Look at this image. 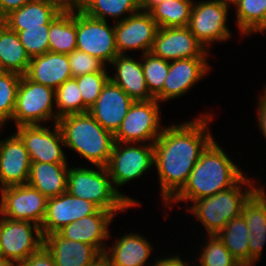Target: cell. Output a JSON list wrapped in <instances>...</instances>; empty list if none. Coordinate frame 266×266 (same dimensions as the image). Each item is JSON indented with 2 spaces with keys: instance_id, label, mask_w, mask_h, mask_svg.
Listing matches in <instances>:
<instances>
[{
  "instance_id": "cell-9",
  "label": "cell",
  "mask_w": 266,
  "mask_h": 266,
  "mask_svg": "<svg viewBox=\"0 0 266 266\" xmlns=\"http://www.w3.org/2000/svg\"><path fill=\"white\" fill-rule=\"evenodd\" d=\"M34 234V235H33ZM44 242L39 225L0 217V253L16 266L37 252Z\"/></svg>"
},
{
  "instance_id": "cell-36",
  "label": "cell",
  "mask_w": 266,
  "mask_h": 266,
  "mask_svg": "<svg viewBox=\"0 0 266 266\" xmlns=\"http://www.w3.org/2000/svg\"><path fill=\"white\" fill-rule=\"evenodd\" d=\"M21 75L0 71V128L12 119Z\"/></svg>"
},
{
  "instance_id": "cell-47",
  "label": "cell",
  "mask_w": 266,
  "mask_h": 266,
  "mask_svg": "<svg viewBox=\"0 0 266 266\" xmlns=\"http://www.w3.org/2000/svg\"><path fill=\"white\" fill-rule=\"evenodd\" d=\"M253 33H261V32H266V10L264 12V15L262 17V21L251 31V33L249 34H252Z\"/></svg>"
},
{
  "instance_id": "cell-30",
  "label": "cell",
  "mask_w": 266,
  "mask_h": 266,
  "mask_svg": "<svg viewBox=\"0 0 266 266\" xmlns=\"http://www.w3.org/2000/svg\"><path fill=\"white\" fill-rule=\"evenodd\" d=\"M249 233L245 218L240 214L217 234L240 265L249 266Z\"/></svg>"
},
{
  "instance_id": "cell-1",
  "label": "cell",
  "mask_w": 266,
  "mask_h": 266,
  "mask_svg": "<svg viewBox=\"0 0 266 266\" xmlns=\"http://www.w3.org/2000/svg\"><path fill=\"white\" fill-rule=\"evenodd\" d=\"M212 116L205 114L193 121L164 127L154 143L164 206L183 188L202 152L214 140L207 126Z\"/></svg>"
},
{
  "instance_id": "cell-27",
  "label": "cell",
  "mask_w": 266,
  "mask_h": 266,
  "mask_svg": "<svg viewBox=\"0 0 266 266\" xmlns=\"http://www.w3.org/2000/svg\"><path fill=\"white\" fill-rule=\"evenodd\" d=\"M152 250L150 242L145 237L129 233L117 238L112 249L106 247L104 252L114 266H145Z\"/></svg>"
},
{
  "instance_id": "cell-18",
  "label": "cell",
  "mask_w": 266,
  "mask_h": 266,
  "mask_svg": "<svg viewBox=\"0 0 266 266\" xmlns=\"http://www.w3.org/2000/svg\"><path fill=\"white\" fill-rule=\"evenodd\" d=\"M133 103L134 100L109 79L88 113L114 135Z\"/></svg>"
},
{
  "instance_id": "cell-7",
  "label": "cell",
  "mask_w": 266,
  "mask_h": 266,
  "mask_svg": "<svg viewBox=\"0 0 266 266\" xmlns=\"http://www.w3.org/2000/svg\"><path fill=\"white\" fill-rule=\"evenodd\" d=\"M130 144L132 143L115 142L106 168L115 189L132 206H137L139 204L137 201L123 195L117 187L132 181V179L141 177L143 173L154 166V144L140 143V145L137 144L135 146ZM122 145H125V147Z\"/></svg>"
},
{
  "instance_id": "cell-22",
  "label": "cell",
  "mask_w": 266,
  "mask_h": 266,
  "mask_svg": "<svg viewBox=\"0 0 266 266\" xmlns=\"http://www.w3.org/2000/svg\"><path fill=\"white\" fill-rule=\"evenodd\" d=\"M43 246L56 266H91L100 252L92 245L63 238L58 232L44 236Z\"/></svg>"
},
{
  "instance_id": "cell-10",
  "label": "cell",
  "mask_w": 266,
  "mask_h": 266,
  "mask_svg": "<svg viewBox=\"0 0 266 266\" xmlns=\"http://www.w3.org/2000/svg\"><path fill=\"white\" fill-rule=\"evenodd\" d=\"M107 21L91 18L77 7L76 49L110 64L118 52L114 26Z\"/></svg>"
},
{
  "instance_id": "cell-19",
  "label": "cell",
  "mask_w": 266,
  "mask_h": 266,
  "mask_svg": "<svg viewBox=\"0 0 266 266\" xmlns=\"http://www.w3.org/2000/svg\"><path fill=\"white\" fill-rule=\"evenodd\" d=\"M31 161L21 138L14 133L0 140V187L27 184Z\"/></svg>"
},
{
  "instance_id": "cell-39",
  "label": "cell",
  "mask_w": 266,
  "mask_h": 266,
  "mask_svg": "<svg viewBox=\"0 0 266 266\" xmlns=\"http://www.w3.org/2000/svg\"><path fill=\"white\" fill-rule=\"evenodd\" d=\"M48 24L41 27H24V30L18 31L21 44L24 46L30 58L49 52V27Z\"/></svg>"
},
{
  "instance_id": "cell-6",
  "label": "cell",
  "mask_w": 266,
  "mask_h": 266,
  "mask_svg": "<svg viewBox=\"0 0 266 266\" xmlns=\"http://www.w3.org/2000/svg\"><path fill=\"white\" fill-rule=\"evenodd\" d=\"M55 89L36 83L26 75L21 76L18 86L16 103L12 119L15 126L39 125L53 119L57 123L58 117L54 113Z\"/></svg>"
},
{
  "instance_id": "cell-13",
  "label": "cell",
  "mask_w": 266,
  "mask_h": 266,
  "mask_svg": "<svg viewBox=\"0 0 266 266\" xmlns=\"http://www.w3.org/2000/svg\"><path fill=\"white\" fill-rule=\"evenodd\" d=\"M16 128V134L23 141L31 162L67 163L61 147L65 144L57 123H54L53 131L42 124L22 125Z\"/></svg>"
},
{
  "instance_id": "cell-11",
  "label": "cell",
  "mask_w": 266,
  "mask_h": 266,
  "mask_svg": "<svg viewBox=\"0 0 266 266\" xmlns=\"http://www.w3.org/2000/svg\"><path fill=\"white\" fill-rule=\"evenodd\" d=\"M0 215L11 220L29 221L39 226L45 218L47 198L28 184L2 188Z\"/></svg>"
},
{
  "instance_id": "cell-12",
  "label": "cell",
  "mask_w": 266,
  "mask_h": 266,
  "mask_svg": "<svg viewBox=\"0 0 266 266\" xmlns=\"http://www.w3.org/2000/svg\"><path fill=\"white\" fill-rule=\"evenodd\" d=\"M229 8L227 4L211 0L193 4L188 27L206 50L211 43L231 37L226 24Z\"/></svg>"
},
{
  "instance_id": "cell-25",
  "label": "cell",
  "mask_w": 266,
  "mask_h": 266,
  "mask_svg": "<svg viewBox=\"0 0 266 266\" xmlns=\"http://www.w3.org/2000/svg\"><path fill=\"white\" fill-rule=\"evenodd\" d=\"M65 5L60 0H34L7 15L2 22L14 32L48 24Z\"/></svg>"
},
{
  "instance_id": "cell-33",
  "label": "cell",
  "mask_w": 266,
  "mask_h": 266,
  "mask_svg": "<svg viewBox=\"0 0 266 266\" xmlns=\"http://www.w3.org/2000/svg\"><path fill=\"white\" fill-rule=\"evenodd\" d=\"M55 110L58 118L68 114L83 113V99L75 78L66 80L55 90Z\"/></svg>"
},
{
  "instance_id": "cell-45",
  "label": "cell",
  "mask_w": 266,
  "mask_h": 266,
  "mask_svg": "<svg viewBox=\"0 0 266 266\" xmlns=\"http://www.w3.org/2000/svg\"><path fill=\"white\" fill-rule=\"evenodd\" d=\"M91 266H114L105 252L100 253L92 262Z\"/></svg>"
},
{
  "instance_id": "cell-35",
  "label": "cell",
  "mask_w": 266,
  "mask_h": 266,
  "mask_svg": "<svg viewBox=\"0 0 266 266\" xmlns=\"http://www.w3.org/2000/svg\"><path fill=\"white\" fill-rule=\"evenodd\" d=\"M236 23L239 31L245 36L262 21L266 10V0H237Z\"/></svg>"
},
{
  "instance_id": "cell-42",
  "label": "cell",
  "mask_w": 266,
  "mask_h": 266,
  "mask_svg": "<svg viewBox=\"0 0 266 266\" xmlns=\"http://www.w3.org/2000/svg\"><path fill=\"white\" fill-rule=\"evenodd\" d=\"M34 0H0V21L11 12Z\"/></svg>"
},
{
  "instance_id": "cell-41",
  "label": "cell",
  "mask_w": 266,
  "mask_h": 266,
  "mask_svg": "<svg viewBox=\"0 0 266 266\" xmlns=\"http://www.w3.org/2000/svg\"><path fill=\"white\" fill-rule=\"evenodd\" d=\"M18 266H56L49 251L42 246Z\"/></svg>"
},
{
  "instance_id": "cell-24",
  "label": "cell",
  "mask_w": 266,
  "mask_h": 266,
  "mask_svg": "<svg viewBox=\"0 0 266 266\" xmlns=\"http://www.w3.org/2000/svg\"><path fill=\"white\" fill-rule=\"evenodd\" d=\"M116 69L109 79L120 86L134 101H149L154 97L149 93L142 62L127 56L118 54L110 63Z\"/></svg>"
},
{
  "instance_id": "cell-8",
  "label": "cell",
  "mask_w": 266,
  "mask_h": 266,
  "mask_svg": "<svg viewBox=\"0 0 266 266\" xmlns=\"http://www.w3.org/2000/svg\"><path fill=\"white\" fill-rule=\"evenodd\" d=\"M158 103L155 98L149 101H134L114 134V141L136 144L151 141L150 143L154 144L164 129L160 124Z\"/></svg>"
},
{
  "instance_id": "cell-37",
  "label": "cell",
  "mask_w": 266,
  "mask_h": 266,
  "mask_svg": "<svg viewBox=\"0 0 266 266\" xmlns=\"http://www.w3.org/2000/svg\"><path fill=\"white\" fill-rule=\"evenodd\" d=\"M198 257L200 266H240L217 235H209Z\"/></svg>"
},
{
  "instance_id": "cell-14",
  "label": "cell",
  "mask_w": 266,
  "mask_h": 266,
  "mask_svg": "<svg viewBox=\"0 0 266 266\" xmlns=\"http://www.w3.org/2000/svg\"><path fill=\"white\" fill-rule=\"evenodd\" d=\"M159 27L148 11L140 10L127 18L115 22L114 33L118 54L130 50L151 52Z\"/></svg>"
},
{
  "instance_id": "cell-15",
  "label": "cell",
  "mask_w": 266,
  "mask_h": 266,
  "mask_svg": "<svg viewBox=\"0 0 266 266\" xmlns=\"http://www.w3.org/2000/svg\"><path fill=\"white\" fill-rule=\"evenodd\" d=\"M100 208L92 202L80 199L67 191L47 200L45 218L40 226L43 237L57 233L63 227L85 216L95 214Z\"/></svg>"
},
{
  "instance_id": "cell-26",
  "label": "cell",
  "mask_w": 266,
  "mask_h": 266,
  "mask_svg": "<svg viewBox=\"0 0 266 266\" xmlns=\"http://www.w3.org/2000/svg\"><path fill=\"white\" fill-rule=\"evenodd\" d=\"M67 163L31 162L28 185L38 190L47 199L67 191Z\"/></svg>"
},
{
  "instance_id": "cell-34",
  "label": "cell",
  "mask_w": 266,
  "mask_h": 266,
  "mask_svg": "<svg viewBox=\"0 0 266 266\" xmlns=\"http://www.w3.org/2000/svg\"><path fill=\"white\" fill-rule=\"evenodd\" d=\"M145 82L149 93L155 98L163 89L169 71V61L155 56L152 52L141 55Z\"/></svg>"
},
{
  "instance_id": "cell-40",
  "label": "cell",
  "mask_w": 266,
  "mask_h": 266,
  "mask_svg": "<svg viewBox=\"0 0 266 266\" xmlns=\"http://www.w3.org/2000/svg\"><path fill=\"white\" fill-rule=\"evenodd\" d=\"M72 78L94 73L97 71H107V65L99 58L89 55L83 51L75 49L68 54Z\"/></svg>"
},
{
  "instance_id": "cell-48",
  "label": "cell",
  "mask_w": 266,
  "mask_h": 266,
  "mask_svg": "<svg viewBox=\"0 0 266 266\" xmlns=\"http://www.w3.org/2000/svg\"><path fill=\"white\" fill-rule=\"evenodd\" d=\"M65 6H77L82 0H60Z\"/></svg>"
},
{
  "instance_id": "cell-5",
  "label": "cell",
  "mask_w": 266,
  "mask_h": 266,
  "mask_svg": "<svg viewBox=\"0 0 266 266\" xmlns=\"http://www.w3.org/2000/svg\"><path fill=\"white\" fill-rule=\"evenodd\" d=\"M73 167L68 170L67 192L80 199L94 203L100 209L117 215L133 207L114 187L106 167Z\"/></svg>"
},
{
  "instance_id": "cell-28",
  "label": "cell",
  "mask_w": 266,
  "mask_h": 266,
  "mask_svg": "<svg viewBox=\"0 0 266 266\" xmlns=\"http://www.w3.org/2000/svg\"><path fill=\"white\" fill-rule=\"evenodd\" d=\"M77 6H65L49 27V52L70 54L76 49Z\"/></svg>"
},
{
  "instance_id": "cell-31",
  "label": "cell",
  "mask_w": 266,
  "mask_h": 266,
  "mask_svg": "<svg viewBox=\"0 0 266 266\" xmlns=\"http://www.w3.org/2000/svg\"><path fill=\"white\" fill-rule=\"evenodd\" d=\"M77 7L91 18L106 21L111 16L118 22L127 18V13L130 16L140 11L141 0H82Z\"/></svg>"
},
{
  "instance_id": "cell-21",
  "label": "cell",
  "mask_w": 266,
  "mask_h": 266,
  "mask_svg": "<svg viewBox=\"0 0 266 266\" xmlns=\"http://www.w3.org/2000/svg\"><path fill=\"white\" fill-rule=\"evenodd\" d=\"M258 187L242 206V215L249 229V266L260 259L266 242V192Z\"/></svg>"
},
{
  "instance_id": "cell-17",
  "label": "cell",
  "mask_w": 266,
  "mask_h": 266,
  "mask_svg": "<svg viewBox=\"0 0 266 266\" xmlns=\"http://www.w3.org/2000/svg\"><path fill=\"white\" fill-rule=\"evenodd\" d=\"M207 61L206 57L169 61V71L165 78L163 89L155 99L163 102L176 97L178 98L185 94V92L209 73V65Z\"/></svg>"
},
{
  "instance_id": "cell-49",
  "label": "cell",
  "mask_w": 266,
  "mask_h": 266,
  "mask_svg": "<svg viewBox=\"0 0 266 266\" xmlns=\"http://www.w3.org/2000/svg\"><path fill=\"white\" fill-rule=\"evenodd\" d=\"M0 266H16L13 262L7 260V259H0Z\"/></svg>"
},
{
  "instance_id": "cell-23",
  "label": "cell",
  "mask_w": 266,
  "mask_h": 266,
  "mask_svg": "<svg viewBox=\"0 0 266 266\" xmlns=\"http://www.w3.org/2000/svg\"><path fill=\"white\" fill-rule=\"evenodd\" d=\"M30 80L57 89L72 78L68 54L46 52L31 58L25 74Z\"/></svg>"
},
{
  "instance_id": "cell-2",
  "label": "cell",
  "mask_w": 266,
  "mask_h": 266,
  "mask_svg": "<svg viewBox=\"0 0 266 266\" xmlns=\"http://www.w3.org/2000/svg\"><path fill=\"white\" fill-rule=\"evenodd\" d=\"M241 169L228 157L224 150L212 141L202 152L183 188L171 202H194L225 191L236 185L243 177Z\"/></svg>"
},
{
  "instance_id": "cell-16",
  "label": "cell",
  "mask_w": 266,
  "mask_h": 266,
  "mask_svg": "<svg viewBox=\"0 0 266 266\" xmlns=\"http://www.w3.org/2000/svg\"><path fill=\"white\" fill-rule=\"evenodd\" d=\"M151 52L167 61L208 57L209 53L188 26L159 28Z\"/></svg>"
},
{
  "instance_id": "cell-43",
  "label": "cell",
  "mask_w": 266,
  "mask_h": 266,
  "mask_svg": "<svg viewBox=\"0 0 266 266\" xmlns=\"http://www.w3.org/2000/svg\"><path fill=\"white\" fill-rule=\"evenodd\" d=\"M264 90V94L259 97L258 100V123L263 136L266 138V89Z\"/></svg>"
},
{
  "instance_id": "cell-29",
  "label": "cell",
  "mask_w": 266,
  "mask_h": 266,
  "mask_svg": "<svg viewBox=\"0 0 266 266\" xmlns=\"http://www.w3.org/2000/svg\"><path fill=\"white\" fill-rule=\"evenodd\" d=\"M30 56L21 44L17 32L0 21V68L1 71L25 75L29 68Z\"/></svg>"
},
{
  "instance_id": "cell-4",
  "label": "cell",
  "mask_w": 266,
  "mask_h": 266,
  "mask_svg": "<svg viewBox=\"0 0 266 266\" xmlns=\"http://www.w3.org/2000/svg\"><path fill=\"white\" fill-rule=\"evenodd\" d=\"M241 185H248L241 191ZM257 189L253 181L244 176L236 185L217 194L194 201L187 210L195 214L209 235H217L229 221L242 213V206Z\"/></svg>"
},
{
  "instance_id": "cell-46",
  "label": "cell",
  "mask_w": 266,
  "mask_h": 266,
  "mask_svg": "<svg viewBox=\"0 0 266 266\" xmlns=\"http://www.w3.org/2000/svg\"><path fill=\"white\" fill-rule=\"evenodd\" d=\"M164 0H141V10L149 11L153 6Z\"/></svg>"
},
{
  "instance_id": "cell-38",
  "label": "cell",
  "mask_w": 266,
  "mask_h": 266,
  "mask_svg": "<svg viewBox=\"0 0 266 266\" xmlns=\"http://www.w3.org/2000/svg\"><path fill=\"white\" fill-rule=\"evenodd\" d=\"M109 77L107 71H97L75 77L83 99V113L88 112L95 103Z\"/></svg>"
},
{
  "instance_id": "cell-50",
  "label": "cell",
  "mask_w": 266,
  "mask_h": 266,
  "mask_svg": "<svg viewBox=\"0 0 266 266\" xmlns=\"http://www.w3.org/2000/svg\"><path fill=\"white\" fill-rule=\"evenodd\" d=\"M211 1H217V2L227 4V5L233 3L232 5H234L237 0H211Z\"/></svg>"
},
{
  "instance_id": "cell-44",
  "label": "cell",
  "mask_w": 266,
  "mask_h": 266,
  "mask_svg": "<svg viewBox=\"0 0 266 266\" xmlns=\"http://www.w3.org/2000/svg\"><path fill=\"white\" fill-rule=\"evenodd\" d=\"M183 259L180 258V256L175 255L172 257L167 258H161L154 261V265L150 264L152 266H188L187 263L182 261Z\"/></svg>"
},
{
  "instance_id": "cell-32",
  "label": "cell",
  "mask_w": 266,
  "mask_h": 266,
  "mask_svg": "<svg viewBox=\"0 0 266 266\" xmlns=\"http://www.w3.org/2000/svg\"><path fill=\"white\" fill-rule=\"evenodd\" d=\"M193 4V0H164L148 12L159 28L187 27Z\"/></svg>"
},
{
  "instance_id": "cell-20",
  "label": "cell",
  "mask_w": 266,
  "mask_h": 266,
  "mask_svg": "<svg viewBox=\"0 0 266 266\" xmlns=\"http://www.w3.org/2000/svg\"><path fill=\"white\" fill-rule=\"evenodd\" d=\"M114 216L110 211L99 209L95 214L63 227L58 233L68 240L90 244L102 253L107 247L104 242L110 237L108 226Z\"/></svg>"
},
{
  "instance_id": "cell-3",
  "label": "cell",
  "mask_w": 266,
  "mask_h": 266,
  "mask_svg": "<svg viewBox=\"0 0 266 266\" xmlns=\"http://www.w3.org/2000/svg\"><path fill=\"white\" fill-rule=\"evenodd\" d=\"M57 125L65 147L76 151L94 166H107L115 143L114 135L88 112L62 116Z\"/></svg>"
}]
</instances>
